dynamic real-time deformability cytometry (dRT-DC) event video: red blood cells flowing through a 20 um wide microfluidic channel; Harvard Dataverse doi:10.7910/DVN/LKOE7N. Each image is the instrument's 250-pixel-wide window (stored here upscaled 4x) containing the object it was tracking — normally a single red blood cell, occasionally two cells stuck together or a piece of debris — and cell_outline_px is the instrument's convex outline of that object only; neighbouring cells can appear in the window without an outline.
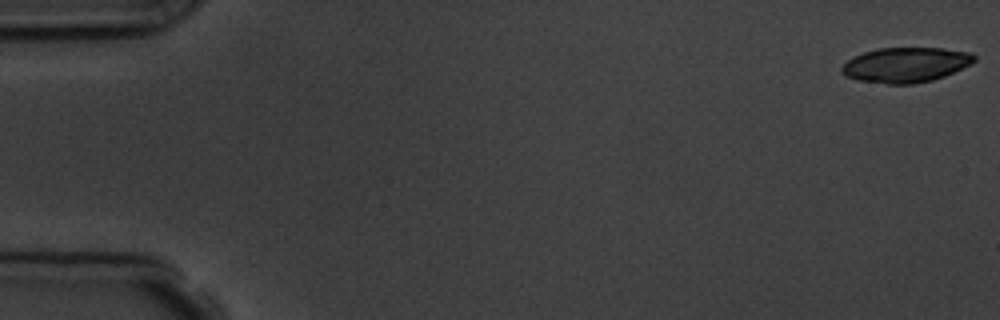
{"species": "common noctule bat (a hibernating species)", "species_latin": "Nyctalus noctula", "temperature_condition": "room temperature", "stored_images_in_passage": 6, "camera_frame_rate_fps": 3000, "um_per_image_px": 0.085, "animal": {"sex": "male", "body_mass_g": 19.5, "forearm_length_mm": 54.6}, "frame": {"image": 1, "passage_image": 1, "time_ms": 0.0, "image_size_px": [1000, 320], "cell_outline_px": [[976, 60], [944, 76], [932, 80], [912, 84], [888, 84], [856, 80], [840, 72], [840, 68], [852, 56], [864, 52], [880, 48], [940, 48], [972, 52], [976, 56]], "centroid_in_image_um": [76.95, 5.51], "position_along_channel_um": 8.0, "area_um2": 26.88}}
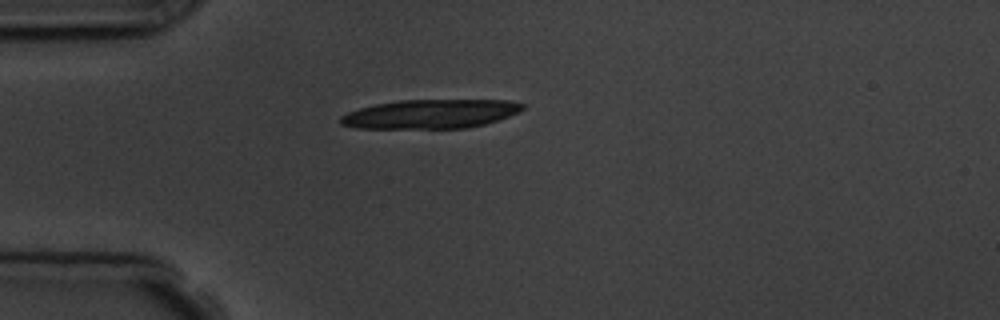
{"frame": {"image": 2, "passage_image": 5, "time_ms": 4.667, "image_size_px": [1000, 320], "cell_outline_px": [[524, 108], [508, 116], [484, 124], [468, 128], [356, 128], [340, 124], [340, 116], [348, 112], [360, 108], [376, 104], [400, 100], [508, 100], [524, 104]], "centroid_in_image_um": [36.56, 9.68], "position_along_channel_um": 48.4, "area_um2": 30.58}}